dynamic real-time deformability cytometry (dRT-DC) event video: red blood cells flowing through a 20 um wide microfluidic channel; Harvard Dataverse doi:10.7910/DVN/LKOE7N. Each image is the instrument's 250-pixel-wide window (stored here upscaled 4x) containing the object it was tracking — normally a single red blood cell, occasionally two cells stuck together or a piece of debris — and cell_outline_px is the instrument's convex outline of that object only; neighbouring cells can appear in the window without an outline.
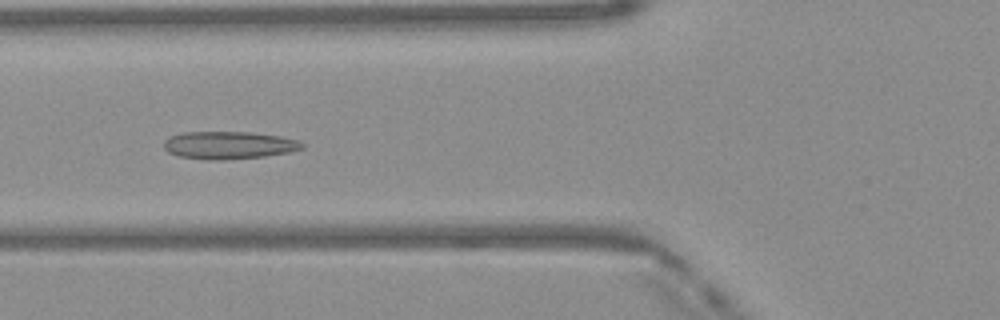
{"species": "Egyptian fruit bat (a non-hibernating species)", "species_latin": "Rousettus aegyptiacus", "temperature_condition": "warm", "stored_images_in_passage": 47, "camera_frame_rate_fps": 3000, "um_per_image_px": 0.085, "frame": {"image": 1, "passage_image": 17, "time_ms": 5.333, "image_size_px": [1000, 320], "cell_outline_px": [[304, 148], [292, 152], [264, 156], [224, 160], [208, 160], [180, 156], [168, 152], [164, 148], [164, 140], [180, 132], [248, 132], [280, 136], [296, 140], [304, 144]], "centroid_in_image_um": [19.45, 12.34], "position_along_channel_um": 106.3, "area_um2": 22.25}}
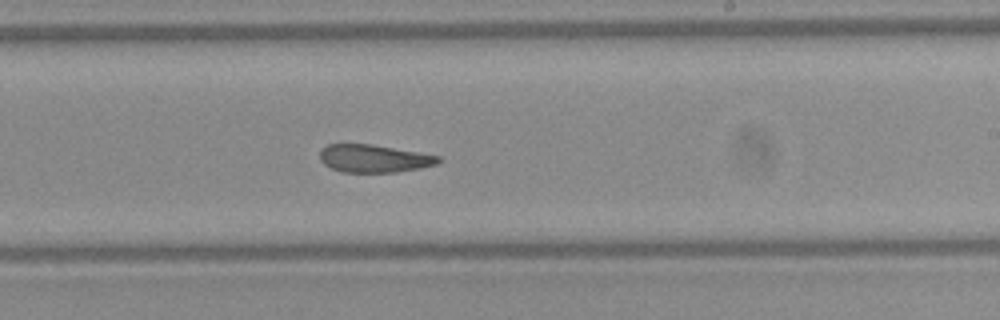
{"frame": {"image": 2, "passage_image": 28, "time_ms": 9.0, "image_size_px": [1000, 320], "cell_outline_px": [[440, 160], [436, 164], [420, 168], [396, 172], [344, 172], [332, 168], [324, 164], [320, 160], [320, 152], [328, 144], [372, 144], [440, 156]], "centroid_in_image_um": [31.78, 13.47], "position_along_channel_um": 257.2, "area_um2": 18.96}}
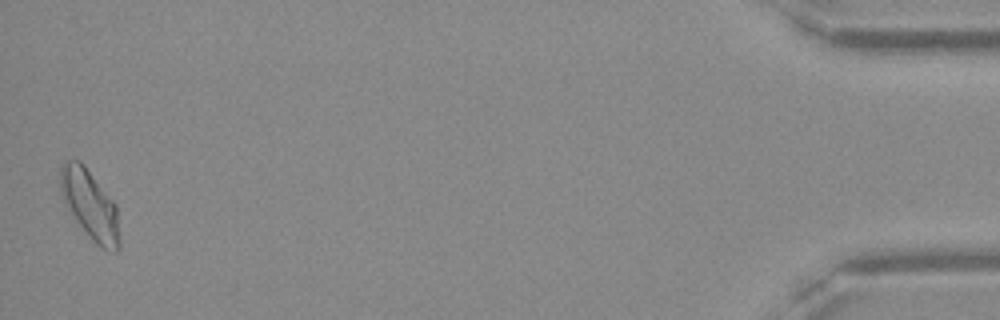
{"frame": {"image": 3, "passage_image": 47, "time_ms": 15.333, "image_size_px": [1000, 320], "cell_outline_px": [[120, 248], [116, 252], [112, 252], [100, 248], [92, 240], [76, 220], [68, 208], [64, 200], [60, 188], [60, 164], [64, 160], [80, 160], [116, 204], [120, 240]], "centroid_in_image_um": [7.66, 17.41], "position_along_channel_um": 427.5, "area_um2": 23.81}, "authors_computed_cell_mechanics": {"area_um2": 21.5016, "velocity_mm_per_s": 4.1096, "shape_relaxation_time_tau1_ms": null, "shape_relaxation_time_tau2_ms": 2.8123, "deformation_change_tau1": null, "deformation_change_tau2": 0.0944}}